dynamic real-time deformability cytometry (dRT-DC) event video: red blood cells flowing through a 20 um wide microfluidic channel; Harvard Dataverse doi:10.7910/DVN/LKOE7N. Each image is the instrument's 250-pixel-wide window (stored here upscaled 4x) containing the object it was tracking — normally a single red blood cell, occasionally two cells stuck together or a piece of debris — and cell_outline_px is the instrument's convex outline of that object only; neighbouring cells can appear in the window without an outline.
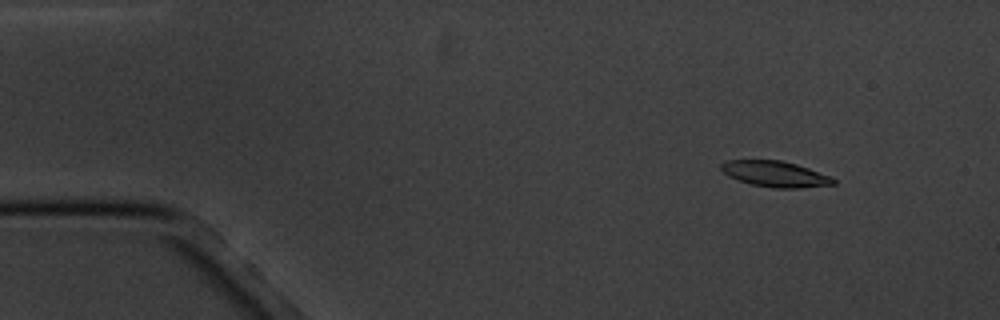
{"species": "common noctule bat (a hibernating species)", "species_latin": "Nyctalus noctula", "temperature_condition": "cold", "stored_images_in_passage": 4, "camera_frame_rate_fps": 3000, "um_per_image_px": 0.085, "animal": {"sex": "male", "body_mass_g": 20.1, "forearm_length_mm": 53.5}, "frame": {"image": 1, "passage_image": 2, "time_ms": 1.333, "image_size_px": [1000, 320], "cell_outline_px": [[836, 184], [800, 188], [772, 188], [752, 184], [728, 176], [720, 168], [720, 164], [724, 160], [780, 160], [796, 164], [832, 176], [836, 180]], "centroid_in_image_um": [65.91, 14.79], "position_along_channel_um": 19.1, "area_um2": 16.94}}